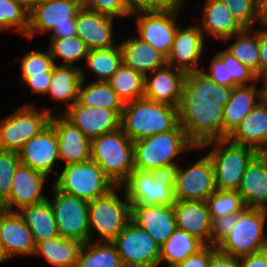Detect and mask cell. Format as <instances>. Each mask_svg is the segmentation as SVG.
<instances>
[{"instance_id": "obj_1", "label": "cell", "mask_w": 267, "mask_h": 267, "mask_svg": "<svg viewBox=\"0 0 267 267\" xmlns=\"http://www.w3.org/2000/svg\"><path fill=\"white\" fill-rule=\"evenodd\" d=\"M231 94V87L217 85L202 70L186 73L178 107L179 124L196 148L224 139L223 107Z\"/></svg>"}, {"instance_id": "obj_2", "label": "cell", "mask_w": 267, "mask_h": 267, "mask_svg": "<svg viewBox=\"0 0 267 267\" xmlns=\"http://www.w3.org/2000/svg\"><path fill=\"white\" fill-rule=\"evenodd\" d=\"M178 125L177 107L144 97L126 102L121 114V129L133 142L174 130Z\"/></svg>"}, {"instance_id": "obj_3", "label": "cell", "mask_w": 267, "mask_h": 267, "mask_svg": "<svg viewBox=\"0 0 267 267\" xmlns=\"http://www.w3.org/2000/svg\"><path fill=\"white\" fill-rule=\"evenodd\" d=\"M178 164L152 171L134 169L120 185L131 206H172Z\"/></svg>"}, {"instance_id": "obj_4", "label": "cell", "mask_w": 267, "mask_h": 267, "mask_svg": "<svg viewBox=\"0 0 267 267\" xmlns=\"http://www.w3.org/2000/svg\"><path fill=\"white\" fill-rule=\"evenodd\" d=\"M91 160L120 186L134 170V142L121 128L91 140Z\"/></svg>"}, {"instance_id": "obj_5", "label": "cell", "mask_w": 267, "mask_h": 267, "mask_svg": "<svg viewBox=\"0 0 267 267\" xmlns=\"http://www.w3.org/2000/svg\"><path fill=\"white\" fill-rule=\"evenodd\" d=\"M198 150L187 139L185 129L179 124L174 130L154 134L134 141V169H153L177 164L175 160L186 150Z\"/></svg>"}, {"instance_id": "obj_6", "label": "cell", "mask_w": 267, "mask_h": 267, "mask_svg": "<svg viewBox=\"0 0 267 267\" xmlns=\"http://www.w3.org/2000/svg\"><path fill=\"white\" fill-rule=\"evenodd\" d=\"M211 145L213 148L207 154L213 165L216 189L237 191L247 167L258 151L233 143L228 138L208 142L199 149Z\"/></svg>"}, {"instance_id": "obj_7", "label": "cell", "mask_w": 267, "mask_h": 267, "mask_svg": "<svg viewBox=\"0 0 267 267\" xmlns=\"http://www.w3.org/2000/svg\"><path fill=\"white\" fill-rule=\"evenodd\" d=\"M82 4L76 0H42L29 14V30L25 38L52 33L50 39L77 36L76 15Z\"/></svg>"}, {"instance_id": "obj_8", "label": "cell", "mask_w": 267, "mask_h": 267, "mask_svg": "<svg viewBox=\"0 0 267 267\" xmlns=\"http://www.w3.org/2000/svg\"><path fill=\"white\" fill-rule=\"evenodd\" d=\"M121 186H115L104 196L89 202L90 241H94L95 231L100 235L98 241L112 242L131 221V204L117 194Z\"/></svg>"}, {"instance_id": "obj_9", "label": "cell", "mask_w": 267, "mask_h": 267, "mask_svg": "<svg viewBox=\"0 0 267 267\" xmlns=\"http://www.w3.org/2000/svg\"><path fill=\"white\" fill-rule=\"evenodd\" d=\"M267 210L245 207L238 212V221L230 233L217 245L227 255L242 257L267 249L264 232Z\"/></svg>"}, {"instance_id": "obj_10", "label": "cell", "mask_w": 267, "mask_h": 267, "mask_svg": "<svg viewBox=\"0 0 267 267\" xmlns=\"http://www.w3.org/2000/svg\"><path fill=\"white\" fill-rule=\"evenodd\" d=\"M53 185L60 191L88 202L104 196L115 187L93 160L67 164L57 174Z\"/></svg>"}, {"instance_id": "obj_11", "label": "cell", "mask_w": 267, "mask_h": 267, "mask_svg": "<svg viewBox=\"0 0 267 267\" xmlns=\"http://www.w3.org/2000/svg\"><path fill=\"white\" fill-rule=\"evenodd\" d=\"M55 112L51 108L37 109L33 103L13 110L0 120V150L18 153L50 123L51 114Z\"/></svg>"}, {"instance_id": "obj_12", "label": "cell", "mask_w": 267, "mask_h": 267, "mask_svg": "<svg viewBox=\"0 0 267 267\" xmlns=\"http://www.w3.org/2000/svg\"><path fill=\"white\" fill-rule=\"evenodd\" d=\"M186 3L182 0L177 6L168 9H140L131 16H137V37L150 44L166 57L171 51L179 10Z\"/></svg>"}, {"instance_id": "obj_13", "label": "cell", "mask_w": 267, "mask_h": 267, "mask_svg": "<svg viewBox=\"0 0 267 267\" xmlns=\"http://www.w3.org/2000/svg\"><path fill=\"white\" fill-rule=\"evenodd\" d=\"M53 186V200L49 199L58 233L83 243L90 241L89 202L66 194Z\"/></svg>"}, {"instance_id": "obj_14", "label": "cell", "mask_w": 267, "mask_h": 267, "mask_svg": "<svg viewBox=\"0 0 267 267\" xmlns=\"http://www.w3.org/2000/svg\"><path fill=\"white\" fill-rule=\"evenodd\" d=\"M124 267H157L160 245L146 232L130 221L112 241Z\"/></svg>"}, {"instance_id": "obj_15", "label": "cell", "mask_w": 267, "mask_h": 267, "mask_svg": "<svg viewBox=\"0 0 267 267\" xmlns=\"http://www.w3.org/2000/svg\"><path fill=\"white\" fill-rule=\"evenodd\" d=\"M214 169L208 154L190 167L178 164L174 196L176 201H206L216 191Z\"/></svg>"}, {"instance_id": "obj_16", "label": "cell", "mask_w": 267, "mask_h": 267, "mask_svg": "<svg viewBox=\"0 0 267 267\" xmlns=\"http://www.w3.org/2000/svg\"><path fill=\"white\" fill-rule=\"evenodd\" d=\"M47 175L19 164L12 179L10 196L1 204L2 209L16 211L27 205H35L48 199L43 193Z\"/></svg>"}, {"instance_id": "obj_17", "label": "cell", "mask_w": 267, "mask_h": 267, "mask_svg": "<svg viewBox=\"0 0 267 267\" xmlns=\"http://www.w3.org/2000/svg\"><path fill=\"white\" fill-rule=\"evenodd\" d=\"M179 25L167 56V65L185 73L200 71L199 60L204 52L205 36L197 24L181 28Z\"/></svg>"}, {"instance_id": "obj_18", "label": "cell", "mask_w": 267, "mask_h": 267, "mask_svg": "<svg viewBox=\"0 0 267 267\" xmlns=\"http://www.w3.org/2000/svg\"><path fill=\"white\" fill-rule=\"evenodd\" d=\"M62 113L90 140L121 128L122 111L87 107L76 101Z\"/></svg>"}, {"instance_id": "obj_19", "label": "cell", "mask_w": 267, "mask_h": 267, "mask_svg": "<svg viewBox=\"0 0 267 267\" xmlns=\"http://www.w3.org/2000/svg\"><path fill=\"white\" fill-rule=\"evenodd\" d=\"M20 163L49 176L59 161L58 137L49 123L38 135L32 137L18 152Z\"/></svg>"}, {"instance_id": "obj_20", "label": "cell", "mask_w": 267, "mask_h": 267, "mask_svg": "<svg viewBox=\"0 0 267 267\" xmlns=\"http://www.w3.org/2000/svg\"><path fill=\"white\" fill-rule=\"evenodd\" d=\"M51 114L50 124L58 137L59 161L65 165L85 162L91 158V140L63 114Z\"/></svg>"}, {"instance_id": "obj_21", "label": "cell", "mask_w": 267, "mask_h": 267, "mask_svg": "<svg viewBox=\"0 0 267 267\" xmlns=\"http://www.w3.org/2000/svg\"><path fill=\"white\" fill-rule=\"evenodd\" d=\"M185 75L183 70L169 65L156 69L145 76L144 98L178 108Z\"/></svg>"}, {"instance_id": "obj_22", "label": "cell", "mask_w": 267, "mask_h": 267, "mask_svg": "<svg viewBox=\"0 0 267 267\" xmlns=\"http://www.w3.org/2000/svg\"><path fill=\"white\" fill-rule=\"evenodd\" d=\"M0 241L9 259L34 255L33 234L17 211H0Z\"/></svg>"}, {"instance_id": "obj_23", "label": "cell", "mask_w": 267, "mask_h": 267, "mask_svg": "<svg viewBox=\"0 0 267 267\" xmlns=\"http://www.w3.org/2000/svg\"><path fill=\"white\" fill-rule=\"evenodd\" d=\"M115 17L82 7L76 15L77 36L89 49L110 48L114 43Z\"/></svg>"}, {"instance_id": "obj_24", "label": "cell", "mask_w": 267, "mask_h": 267, "mask_svg": "<svg viewBox=\"0 0 267 267\" xmlns=\"http://www.w3.org/2000/svg\"><path fill=\"white\" fill-rule=\"evenodd\" d=\"M261 81L263 88L256 87L258 82L232 88L231 97L223 107L224 139L235 131L242 120L262 100L263 95L266 93V83L263 79Z\"/></svg>"}, {"instance_id": "obj_25", "label": "cell", "mask_w": 267, "mask_h": 267, "mask_svg": "<svg viewBox=\"0 0 267 267\" xmlns=\"http://www.w3.org/2000/svg\"><path fill=\"white\" fill-rule=\"evenodd\" d=\"M131 221L162 245L176 230L172 206H131Z\"/></svg>"}, {"instance_id": "obj_26", "label": "cell", "mask_w": 267, "mask_h": 267, "mask_svg": "<svg viewBox=\"0 0 267 267\" xmlns=\"http://www.w3.org/2000/svg\"><path fill=\"white\" fill-rule=\"evenodd\" d=\"M176 227L210 245L212 218L206 201H176Z\"/></svg>"}, {"instance_id": "obj_27", "label": "cell", "mask_w": 267, "mask_h": 267, "mask_svg": "<svg viewBox=\"0 0 267 267\" xmlns=\"http://www.w3.org/2000/svg\"><path fill=\"white\" fill-rule=\"evenodd\" d=\"M202 12L201 24L198 26L204 36L224 42L244 29L220 0H205Z\"/></svg>"}, {"instance_id": "obj_28", "label": "cell", "mask_w": 267, "mask_h": 267, "mask_svg": "<svg viewBox=\"0 0 267 267\" xmlns=\"http://www.w3.org/2000/svg\"><path fill=\"white\" fill-rule=\"evenodd\" d=\"M119 45L122 50L123 64L144 77L167 65V57L164 54L137 36L128 37Z\"/></svg>"}, {"instance_id": "obj_29", "label": "cell", "mask_w": 267, "mask_h": 267, "mask_svg": "<svg viewBox=\"0 0 267 267\" xmlns=\"http://www.w3.org/2000/svg\"><path fill=\"white\" fill-rule=\"evenodd\" d=\"M228 139L233 143L249 146L257 151L267 143V93Z\"/></svg>"}, {"instance_id": "obj_30", "label": "cell", "mask_w": 267, "mask_h": 267, "mask_svg": "<svg viewBox=\"0 0 267 267\" xmlns=\"http://www.w3.org/2000/svg\"><path fill=\"white\" fill-rule=\"evenodd\" d=\"M237 192L245 207L267 210V164L258 155L247 167Z\"/></svg>"}, {"instance_id": "obj_31", "label": "cell", "mask_w": 267, "mask_h": 267, "mask_svg": "<svg viewBox=\"0 0 267 267\" xmlns=\"http://www.w3.org/2000/svg\"><path fill=\"white\" fill-rule=\"evenodd\" d=\"M83 245L79 240L59 235L37 242L34 255L42 256L53 267H75Z\"/></svg>"}, {"instance_id": "obj_32", "label": "cell", "mask_w": 267, "mask_h": 267, "mask_svg": "<svg viewBox=\"0 0 267 267\" xmlns=\"http://www.w3.org/2000/svg\"><path fill=\"white\" fill-rule=\"evenodd\" d=\"M30 228L35 243L59 236L54 213L49 200L35 205H27L16 210Z\"/></svg>"}, {"instance_id": "obj_33", "label": "cell", "mask_w": 267, "mask_h": 267, "mask_svg": "<svg viewBox=\"0 0 267 267\" xmlns=\"http://www.w3.org/2000/svg\"><path fill=\"white\" fill-rule=\"evenodd\" d=\"M81 81V68L78 65H55L47 95L57 102H65L68 109L78 101Z\"/></svg>"}, {"instance_id": "obj_34", "label": "cell", "mask_w": 267, "mask_h": 267, "mask_svg": "<svg viewBox=\"0 0 267 267\" xmlns=\"http://www.w3.org/2000/svg\"><path fill=\"white\" fill-rule=\"evenodd\" d=\"M84 69H81L82 81L79 86L78 102L92 108H105L123 111L124 102L106 81H93L87 86ZM85 86V87H84Z\"/></svg>"}, {"instance_id": "obj_35", "label": "cell", "mask_w": 267, "mask_h": 267, "mask_svg": "<svg viewBox=\"0 0 267 267\" xmlns=\"http://www.w3.org/2000/svg\"><path fill=\"white\" fill-rule=\"evenodd\" d=\"M205 244L195 236L176 228L173 234L160 246L159 265L174 267L190 255L197 253Z\"/></svg>"}, {"instance_id": "obj_36", "label": "cell", "mask_w": 267, "mask_h": 267, "mask_svg": "<svg viewBox=\"0 0 267 267\" xmlns=\"http://www.w3.org/2000/svg\"><path fill=\"white\" fill-rule=\"evenodd\" d=\"M252 30L254 31L252 28H244L224 41L230 42L233 37H236L237 40L228 45L226 50L260 79L258 34L257 29L254 32Z\"/></svg>"}, {"instance_id": "obj_37", "label": "cell", "mask_w": 267, "mask_h": 267, "mask_svg": "<svg viewBox=\"0 0 267 267\" xmlns=\"http://www.w3.org/2000/svg\"><path fill=\"white\" fill-rule=\"evenodd\" d=\"M77 267H124L115 245L108 241L84 243Z\"/></svg>"}, {"instance_id": "obj_38", "label": "cell", "mask_w": 267, "mask_h": 267, "mask_svg": "<svg viewBox=\"0 0 267 267\" xmlns=\"http://www.w3.org/2000/svg\"><path fill=\"white\" fill-rule=\"evenodd\" d=\"M123 63L120 45L110 48L90 49L86 59V69L95 73L94 81H108Z\"/></svg>"}, {"instance_id": "obj_39", "label": "cell", "mask_w": 267, "mask_h": 267, "mask_svg": "<svg viewBox=\"0 0 267 267\" xmlns=\"http://www.w3.org/2000/svg\"><path fill=\"white\" fill-rule=\"evenodd\" d=\"M107 82L124 103L144 97L145 77L123 63Z\"/></svg>"}, {"instance_id": "obj_40", "label": "cell", "mask_w": 267, "mask_h": 267, "mask_svg": "<svg viewBox=\"0 0 267 267\" xmlns=\"http://www.w3.org/2000/svg\"><path fill=\"white\" fill-rule=\"evenodd\" d=\"M49 47L47 48L54 60H62L64 66H74L75 62L86 59L89 52L87 45L78 37H68L59 39H50Z\"/></svg>"}, {"instance_id": "obj_41", "label": "cell", "mask_w": 267, "mask_h": 267, "mask_svg": "<svg viewBox=\"0 0 267 267\" xmlns=\"http://www.w3.org/2000/svg\"><path fill=\"white\" fill-rule=\"evenodd\" d=\"M29 14L14 0H0V32L13 28L25 37L29 30Z\"/></svg>"}, {"instance_id": "obj_42", "label": "cell", "mask_w": 267, "mask_h": 267, "mask_svg": "<svg viewBox=\"0 0 267 267\" xmlns=\"http://www.w3.org/2000/svg\"><path fill=\"white\" fill-rule=\"evenodd\" d=\"M211 217L241 212L245 205L240 194L232 190L217 189L206 200Z\"/></svg>"}, {"instance_id": "obj_43", "label": "cell", "mask_w": 267, "mask_h": 267, "mask_svg": "<svg viewBox=\"0 0 267 267\" xmlns=\"http://www.w3.org/2000/svg\"><path fill=\"white\" fill-rule=\"evenodd\" d=\"M55 66L49 50L42 52L41 50L27 51L21 58V77L29 78L32 75L44 74L46 71H53Z\"/></svg>"}, {"instance_id": "obj_44", "label": "cell", "mask_w": 267, "mask_h": 267, "mask_svg": "<svg viewBox=\"0 0 267 267\" xmlns=\"http://www.w3.org/2000/svg\"><path fill=\"white\" fill-rule=\"evenodd\" d=\"M243 28H254L258 24V0H220Z\"/></svg>"}, {"instance_id": "obj_45", "label": "cell", "mask_w": 267, "mask_h": 267, "mask_svg": "<svg viewBox=\"0 0 267 267\" xmlns=\"http://www.w3.org/2000/svg\"><path fill=\"white\" fill-rule=\"evenodd\" d=\"M20 164L19 154L12 151L0 150V203L9 196L12 189V179Z\"/></svg>"}, {"instance_id": "obj_46", "label": "cell", "mask_w": 267, "mask_h": 267, "mask_svg": "<svg viewBox=\"0 0 267 267\" xmlns=\"http://www.w3.org/2000/svg\"><path fill=\"white\" fill-rule=\"evenodd\" d=\"M82 7L112 17H128L133 13L127 0H83Z\"/></svg>"}, {"instance_id": "obj_47", "label": "cell", "mask_w": 267, "mask_h": 267, "mask_svg": "<svg viewBox=\"0 0 267 267\" xmlns=\"http://www.w3.org/2000/svg\"><path fill=\"white\" fill-rule=\"evenodd\" d=\"M223 61H229V71L233 80L240 85H250L259 79L250 69H248L243 63H240L235 57H233L226 49L218 51L216 53Z\"/></svg>"}, {"instance_id": "obj_48", "label": "cell", "mask_w": 267, "mask_h": 267, "mask_svg": "<svg viewBox=\"0 0 267 267\" xmlns=\"http://www.w3.org/2000/svg\"><path fill=\"white\" fill-rule=\"evenodd\" d=\"M204 70L205 68L202 69L203 73L211 78L217 85L231 88L239 86L230 75L229 61H223L217 54H215L211 60L209 72H205Z\"/></svg>"}, {"instance_id": "obj_49", "label": "cell", "mask_w": 267, "mask_h": 267, "mask_svg": "<svg viewBox=\"0 0 267 267\" xmlns=\"http://www.w3.org/2000/svg\"><path fill=\"white\" fill-rule=\"evenodd\" d=\"M211 218L210 245L217 246L235 227L238 221V213Z\"/></svg>"}, {"instance_id": "obj_50", "label": "cell", "mask_w": 267, "mask_h": 267, "mask_svg": "<svg viewBox=\"0 0 267 267\" xmlns=\"http://www.w3.org/2000/svg\"><path fill=\"white\" fill-rule=\"evenodd\" d=\"M217 250V246L205 245L197 253L190 255L183 262L174 267H208L211 255Z\"/></svg>"}, {"instance_id": "obj_51", "label": "cell", "mask_w": 267, "mask_h": 267, "mask_svg": "<svg viewBox=\"0 0 267 267\" xmlns=\"http://www.w3.org/2000/svg\"><path fill=\"white\" fill-rule=\"evenodd\" d=\"M52 77V71H46L44 74L32 75L29 78H22L24 82L30 87L32 93L47 95Z\"/></svg>"}, {"instance_id": "obj_52", "label": "cell", "mask_w": 267, "mask_h": 267, "mask_svg": "<svg viewBox=\"0 0 267 267\" xmlns=\"http://www.w3.org/2000/svg\"><path fill=\"white\" fill-rule=\"evenodd\" d=\"M182 0H127L132 11L140 9H168L177 6Z\"/></svg>"}, {"instance_id": "obj_53", "label": "cell", "mask_w": 267, "mask_h": 267, "mask_svg": "<svg viewBox=\"0 0 267 267\" xmlns=\"http://www.w3.org/2000/svg\"><path fill=\"white\" fill-rule=\"evenodd\" d=\"M259 29V30H258ZM258 43L260 57V79H267V28H258Z\"/></svg>"}, {"instance_id": "obj_54", "label": "cell", "mask_w": 267, "mask_h": 267, "mask_svg": "<svg viewBox=\"0 0 267 267\" xmlns=\"http://www.w3.org/2000/svg\"><path fill=\"white\" fill-rule=\"evenodd\" d=\"M239 267H267V249L238 257Z\"/></svg>"}, {"instance_id": "obj_55", "label": "cell", "mask_w": 267, "mask_h": 267, "mask_svg": "<svg viewBox=\"0 0 267 267\" xmlns=\"http://www.w3.org/2000/svg\"><path fill=\"white\" fill-rule=\"evenodd\" d=\"M208 267H239L238 257L224 254L217 249L211 255Z\"/></svg>"}, {"instance_id": "obj_56", "label": "cell", "mask_w": 267, "mask_h": 267, "mask_svg": "<svg viewBox=\"0 0 267 267\" xmlns=\"http://www.w3.org/2000/svg\"><path fill=\"white\" fill-rule=\"evenodd\" d=\"M258 23L267 28V0H258Z\"/></svg>"}, {"instance_id": "obj_57", "label": "cell", "mask_w": 267, "mask_h": 267, "mask_svg": "<svg viewBox=\"0 0 267 267\" xmlns=\"http://www.w3.org/2000/svg\"><path fill=\"white\" fill-rule=\"evenodd\" d=\"M21 5L29 13L35 8V6L42 0H14Z\"/></svg>"}, {"instance_id": "obj_58", "label": "cell", "mask_w": 267, "mask_h": 267, "mask_svg": "<svg viewBox=\"0 0 267 267\" xmlns=\"http://www.w3.org/2000/svg\"><path fill=\"white\" fill-rule=\"evenodd\" d=\"M258 156L267 164V143L258 150Z\"/></svg>"}, {"instance_id": "obj_59", "label": "cell", "mask_w": 267, "mask_h": 267, "mask_svg": "<svg viewBox=\"0 0 267 267\" xmlns=\"http://www.w3.org/2000/svg\"><path fill=\"white\" fill-rule=\"evenodd\" d=\"M9 260L8 256L6 255L2 243L0 241V264L3 263L4 261Z\"/></svg>"}, {"instance_id": "obj_60", "label": "cell", "mask_w": 267, "mask_h": 267, "mask_svg": "<svg viewBox=\"0 0 267 267\" xmlns=\"http://www.w3.org/2000/svg\"><path fill=\"white\" fill-rule=\"evenodd\" d=\"M76 1L80 2L81 4H83V0H76Z\"/></svg>"}, {"instance_id": "obj_61", "label": "cell", "mask_w": 267, "mask_h": 267, "mask_svg": "<svg viewBox=\"0 0 267 267\" xmlns=\"http://www.w3.org/2000/svg\"><path fill=\"white\" fill-rule=\"evenodd\" d=\"M265 83H266V93H267V79L265 80Z\"/></svg>"}]
</instances>
